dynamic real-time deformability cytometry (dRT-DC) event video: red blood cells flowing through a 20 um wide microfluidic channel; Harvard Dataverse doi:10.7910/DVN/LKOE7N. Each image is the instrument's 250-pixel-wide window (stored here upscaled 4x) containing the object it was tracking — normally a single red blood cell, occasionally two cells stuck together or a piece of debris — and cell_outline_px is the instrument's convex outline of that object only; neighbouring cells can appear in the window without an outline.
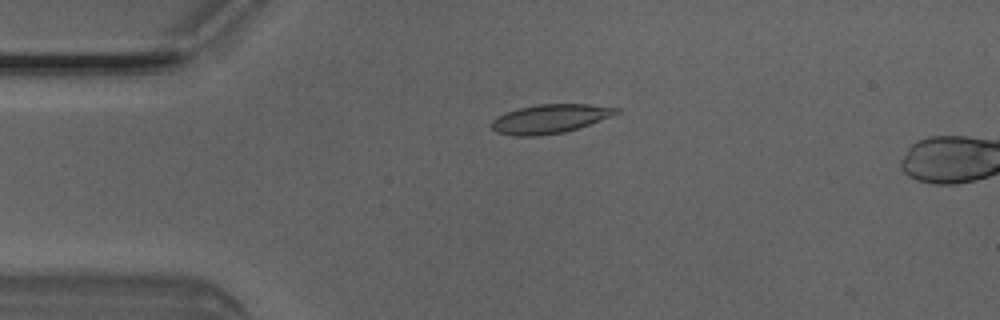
{"species": "Egyptian fruit bat (a non-hibernating species)", "species_latin": "Rousettus aegyptiacus", "temperature_condition": "room temperature", "stored_images_in_passage": 5, "camera_frame_rate_fps": 3000, "um_per_image_px": 0.085, "animal": {"sex": "male"}, "frame": {"image": 1, "passage_image": 3, "time_ms": 0.667, "image_size_px": [1000, 320], "cell_outline_px": [[620, 112], [580, 128], [564, 132], [536, 136], [516, 136], [496, 132], [488, 124], [496, 116], [504, 112], [536, 104], [588, 104], [620, 108]], "centroid_in_image_um": [46.7, 10.1], "position_along_channel_um": 38.3, "area_um2": 21.15}}